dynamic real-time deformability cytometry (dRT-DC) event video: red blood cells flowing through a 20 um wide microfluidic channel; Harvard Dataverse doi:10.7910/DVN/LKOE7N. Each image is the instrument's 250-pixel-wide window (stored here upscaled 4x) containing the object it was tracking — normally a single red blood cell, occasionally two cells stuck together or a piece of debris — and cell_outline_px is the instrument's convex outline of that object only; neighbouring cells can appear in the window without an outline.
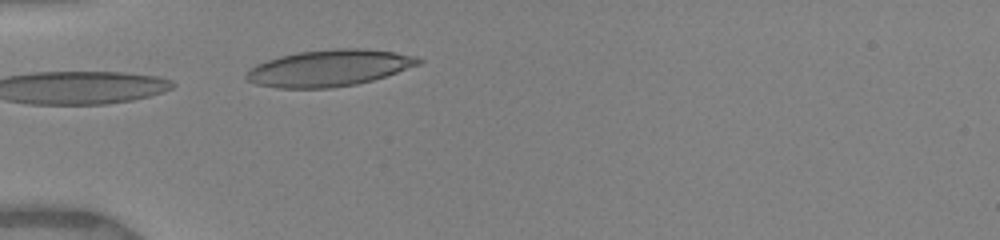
{"species": "human", "species_latin": "Homo sapiens", "temperature_condition": "warm", "stored_images_in_passage": 3, "camera_frame_rate_fps": 3000, "um_per_image_px": 0.085, "donor": {"sex": "female"}, "frame": {"image": 1, "passage_image": 3, "time_ms": 1.667, "image_size_px": [1000, 240], "cell_outline_px": [[424, 60], [420, 64], [372, 80], [356, 84], [332, 88], [276, 88], [256, 84], [244, 80], [244, 76], [256, 64], [280, 56], [296, 52], [336, 48], [360, 48], [396, 52], [416, 56]], "centroid_in_image_um": [27.96, 5.78], "position_along_channel_um": 57.0, "area_um2": 36.65}}